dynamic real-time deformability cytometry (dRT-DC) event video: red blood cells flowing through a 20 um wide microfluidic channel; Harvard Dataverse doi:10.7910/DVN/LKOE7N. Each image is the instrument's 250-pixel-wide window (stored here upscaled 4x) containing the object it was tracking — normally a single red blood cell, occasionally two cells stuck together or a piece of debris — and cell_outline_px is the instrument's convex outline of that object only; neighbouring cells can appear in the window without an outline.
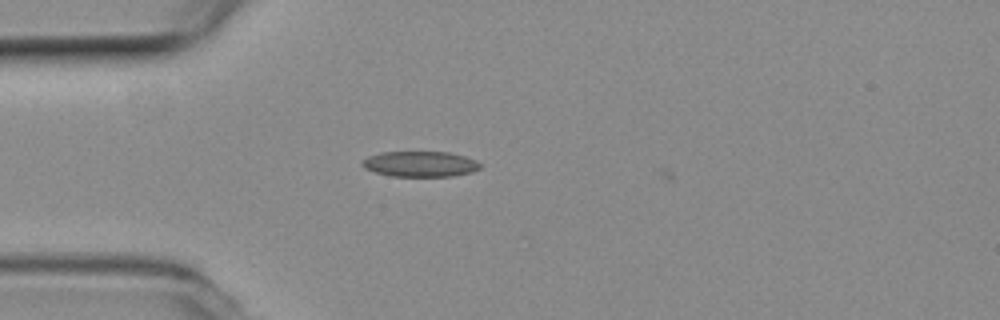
{"species": "common noctule bat (a hibernating species)", "species_latin": "Nyctalus noctula", "temperature_condition": "room temperature", "stored_images_in_passage": 4, "camera_frame_rate_fps": 3000, "um_per_image_px": 0.085, "animal": {"sex": "female", "body_mass_g": 19.3, "forearm_length_mm": 54.1}, "frame": {"image": 1, "passage_image": 3, "time_ms": 0.667, "image_size_px": [1000, 320], "cell_outline_px": [[480, 168], [472, 172], [452, 176], [392, 176], [376, 172], [364, 168], [360, 164], [360, 160], [368, 156], [380, 152], [448, 152], [464, 156], [476, 160], [480, 164]], "centroid_in_image_um": [35.68, 13.93], "position_along_channel_um": 49.3, "area_um2": 17.57}}